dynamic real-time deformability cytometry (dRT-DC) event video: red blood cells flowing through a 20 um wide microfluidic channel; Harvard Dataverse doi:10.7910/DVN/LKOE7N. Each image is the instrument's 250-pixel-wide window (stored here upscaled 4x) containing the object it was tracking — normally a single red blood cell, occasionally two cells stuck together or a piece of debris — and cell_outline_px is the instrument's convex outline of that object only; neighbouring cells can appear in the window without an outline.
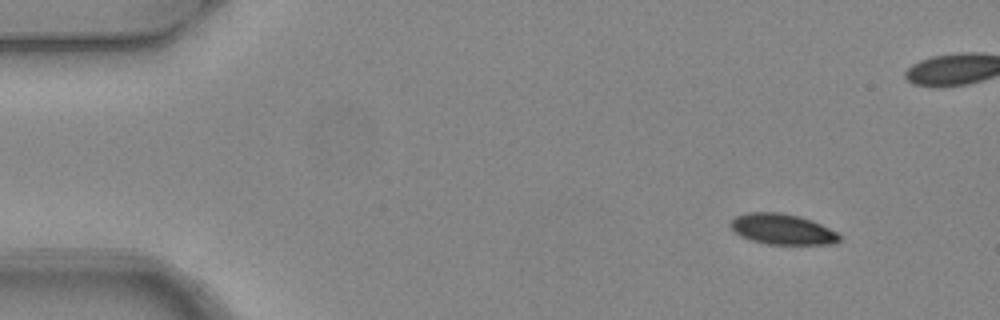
{"species": "common noctule bat (a hibernating species)", "species_latin": "Nyctalus noctula", "temperature_condition": "warm", "stored_images_in_passage": 6, "segment_of_instrument_passage": [1, 2], "camera_frame_rate_fps": 3000, "um_per_image_px": 0.085, "animal": {"sex": "female", "body_mass_g": 24.6, "forearm_length_mm": 56.2}, "frame": {"image": 1, "passage_image": 1, "time_ms": 0.0, "image_size_px": [1000, 320], "cell_outline_px": [[840, 240], [832, 244], [768, 244], [752, 240], [740, 236], [728, 224], [736, 216], [744, 212], [780, 212], [800, 216], [812, 220], [836, 232], [840, 236]], "centroid_in_image_um": [66.47, 19.47], "position_along_channel_um": 18.5, "area_um2": 19.36}}
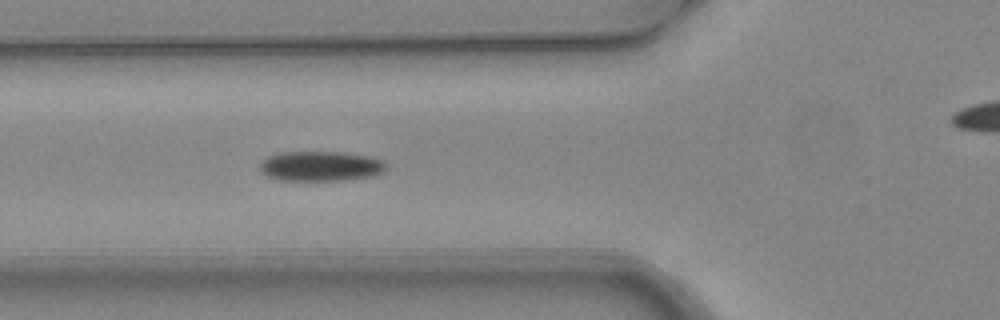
{"frame": {"image": 2, "passage_image": 5, "time_ms": 1.333, "image_size_px": [1000, 320], "cell_outline_px": [[388, 168], [384, 172], [372, 176], [344, 180], [276, 180], [268, 176], [260, 168], [260, 164], [268, 156], [280, 152], [344, 152], [368, 156], [384, 160], [388, 164]], "centroid_in_image_um": [27.32, 14.12], "position_along_channel_um": 98.5, "area_um2": 22.14}}